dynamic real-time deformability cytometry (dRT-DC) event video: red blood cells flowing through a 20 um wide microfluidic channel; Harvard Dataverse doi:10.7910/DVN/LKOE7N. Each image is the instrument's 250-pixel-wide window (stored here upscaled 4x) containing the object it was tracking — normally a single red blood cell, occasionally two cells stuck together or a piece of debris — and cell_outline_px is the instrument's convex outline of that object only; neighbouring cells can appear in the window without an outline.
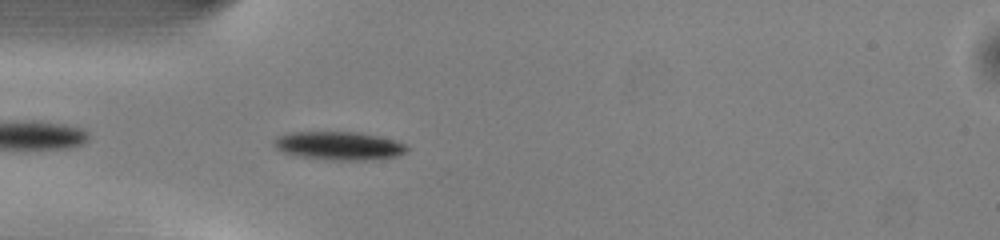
{"species": "common noctule bat (a hibernating species)", "species_latin": "Nyctalus noctula", "temperature_condition": "warm", "stored_images_in_passage": 34, "camera_frame_rate_fps": 3000, "um_per_image_px": 0.085, "animal": {"sex": "male", "body_mass_g": 13.0, "forearm_length_mm": 53.1}, "frame": {"image": 1, "passage_image": 3, "time_ms": 0.667, "image_size_px": [1000, 240], "cell_outline_px": [[408, 148], [400, 156], [368, 160], [332, 160], [300, 156], [284, 152], [276, 148], [272, 144], [272, 140], [276, 136], [288, 132], [360, 132], [380, 136], [396, 140], [404, 144]], "centroid_in_image_um": [28.8, 12.38], "position_along_channel_um": 56.2, "area_um2": 22.14}}
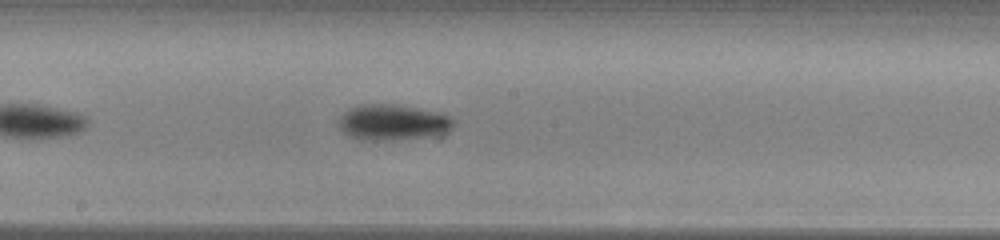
{"frame": {"image": 2, "passage_image": 15, "time_ms": 4.667, "image_size_px": [1000, 240], "cell_outline_px": [[456, 124], [448, 132], [440, 136], [392, 140], [360, 140], [348, 136], [340, 128], [336, 120], [348, 108], [360, 104], [396, 104], [440, 112], [452, 116], [456, 120]], "centroid_in_image_um": [33.44, 10.4], "position_along_channel_um": 214.8, "area_um2": 24.8}}
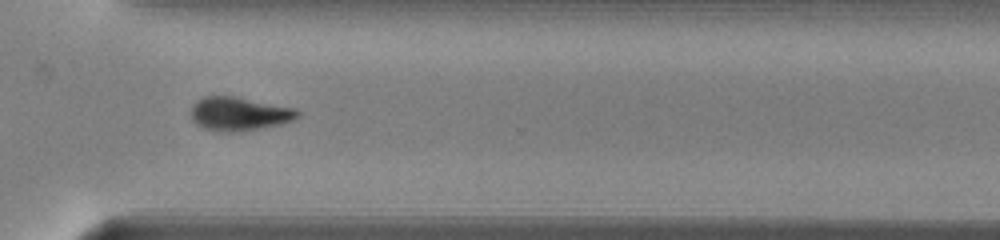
{"frame": {"image": 3, "passage_image": 25, "time_ms": 8.0, "image_size_px": [1000, 240], "cell_outline_px": [[300, 116], [292, 120], [280, 124], [260, 128], [236, 132], [216, 132], [204, 128], [196, 124], [192, 120], [192, 104], [196, 100], [204, 96], [236, 96], [296, 108], [300, 112]], "centroid_in_image_um": [20.32, 9.67], "position_along_channel_um": 350.3, "area_um2": 21.1}, "authors_computed_cell_mechanics": {"area_um2": 21.8773, "velocity_mm_per_s": 4.06, "shape_relaxation_time_tau1_ms": 1.8251, "shape_relaxation_time_tau2_ms": null, "deformation_change_tau1": 0.1158, "deformation_change_tau2": null}}